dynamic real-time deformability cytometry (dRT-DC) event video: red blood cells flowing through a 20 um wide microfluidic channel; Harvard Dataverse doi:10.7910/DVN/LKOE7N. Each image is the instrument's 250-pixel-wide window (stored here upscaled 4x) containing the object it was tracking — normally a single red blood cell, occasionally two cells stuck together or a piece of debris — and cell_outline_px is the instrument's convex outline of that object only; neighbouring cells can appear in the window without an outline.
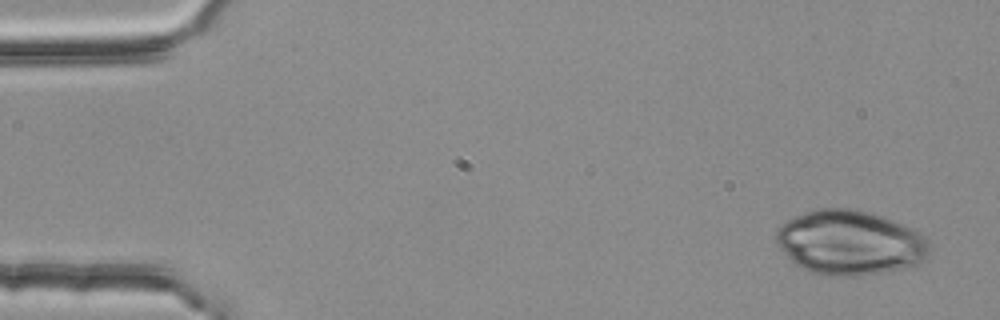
{"species": "common noctule bat (a hibernating species)", "species_latin": "Nyctalus noctula", "temperature_condition": "room temperature", "stored_images_in_passage": 5, "segment_of_instrument_passage": [1, 2], "camera_frame_rate_fps": 3000, "um_per_image_px": 0.085, "animal": {"sex": "female", "body_mass_g": 25.1}, "frame": {"image": 1, "passage_image": 1, "time_ms": 0.0, "image_size_px": [1000, 320], "cell_outline_px": [[928, 252], [920, 260], [912, 264], [900, 268], [880, 272], [856, 276], [832, 276], [812, 272], [796, 264], [780, 248], [776, 240], [776, 228], [788, 220], [796, 216], [816, 208], [852, 208], [872, 212], [884, 216], [912, 228], [924, 236], [928, 240]], "centroid_in_image_um": [72.21, 20.59], "position_along_channel_um": 12.8, "area_um2": 57.05}}